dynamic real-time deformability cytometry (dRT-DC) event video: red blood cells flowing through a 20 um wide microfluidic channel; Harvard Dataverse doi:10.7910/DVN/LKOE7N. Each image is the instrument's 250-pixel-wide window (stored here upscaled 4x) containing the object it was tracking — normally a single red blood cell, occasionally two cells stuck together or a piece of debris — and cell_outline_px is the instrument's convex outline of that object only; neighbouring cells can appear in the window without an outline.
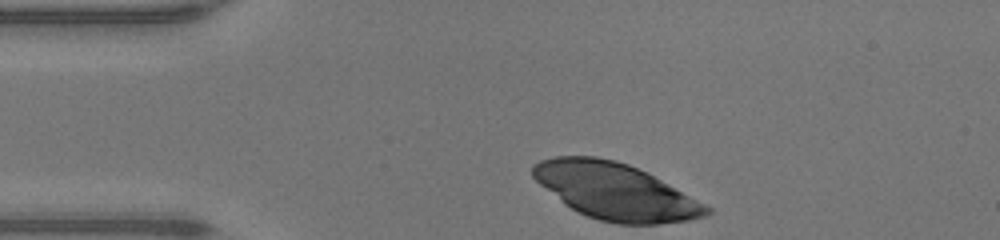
{"species": "human", "species_latin": "Homo sapiens", "temperature_condition": "warm", "stored_images_in_passage": 30, "camera_frame_rate_fps": 3000, "um_per_image_px": 0.085, "donor": {"sex": "male"}, "frame": {"image": 1, "passage_image": 1, "time_ms": 0.0, "image_size_px": [1000, 240], "cell_outline_px": [[712, 212], [704, 216], [688, 220], [656, 224], [616, 224], [600, 220], [576, 212], [564, 204], [540, 184], [532, 176], [532, 164], [540, 160], [552, 156], [596, 156], [616, 160], [628, 164], [668, 184], [712, 208]], "centroid_in_image_um": [52.25, 16.26], "position_along_channel_um": 32.7, "area_um2": 56.7}}